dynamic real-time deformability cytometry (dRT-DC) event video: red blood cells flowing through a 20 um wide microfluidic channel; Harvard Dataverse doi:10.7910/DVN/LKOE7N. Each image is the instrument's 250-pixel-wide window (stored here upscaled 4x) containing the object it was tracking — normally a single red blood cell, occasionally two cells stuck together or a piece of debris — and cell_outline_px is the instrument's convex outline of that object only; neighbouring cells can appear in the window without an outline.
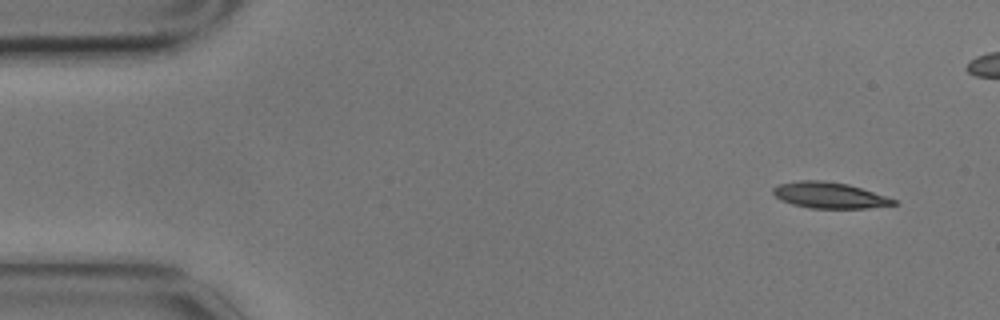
{"species": "common noctule bat (a hibernating species)", "species_latin": "Nyctalus noctula", "temperature_condition": "cold", "stored_images_in_passage": 5, "camera_frame_rate_fps": 3000, "um_per_image_px": 0.085, "animal": {"sex": "male", "body_mass_g": 17.9}, "frame": {"image": 1, "passage_image": 1, "time_ms": 0.0, "image_size_px": [1000, 320], "cell_outline_px": [[896, 204], [868, 208], [808, 208], [792, 204], [780, 200], [772, 192], [772, 188], [780, 184], [800, 180], [824, 180], [848, 184], [896, 200]], "centroid_in_image_um": [70.44, 16.59], "position_along_channel_um": 14.6, "area_um2": 18.09}}